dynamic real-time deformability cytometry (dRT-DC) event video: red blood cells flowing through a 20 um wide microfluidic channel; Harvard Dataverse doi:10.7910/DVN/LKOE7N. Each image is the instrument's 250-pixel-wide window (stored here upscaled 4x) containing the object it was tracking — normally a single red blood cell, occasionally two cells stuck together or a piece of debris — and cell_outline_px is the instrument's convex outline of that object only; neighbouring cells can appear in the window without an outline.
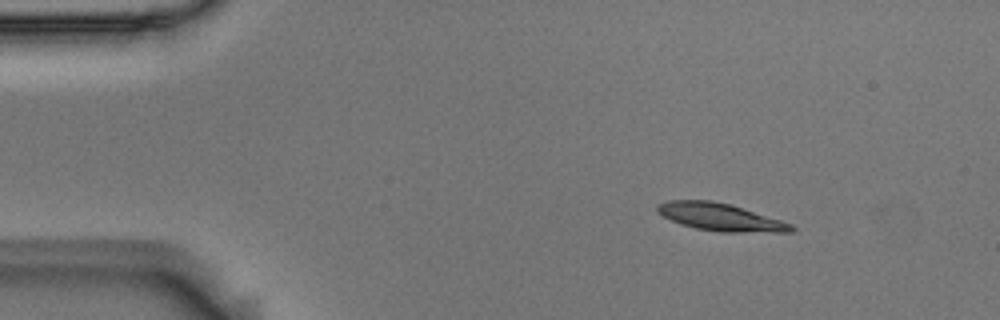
{"species": "Egyptian fruit bat (a non-hibernating species)", "species_latin": "Rousettus aegyptiacus", "temperature_condition": "room temperature", "stored_images_in_passage": 48, "camera_frame_rate_fps": 3000, "um_per_image_px": 0.085, "animal": {"sex": "male"}, "frame": {"image": 1, "passage_image": 1, "time_ms": 0.0, "image_size_px": [1000, 320], "cell_outline_px": [[796, 232], [720, 232], [696, 228], [680, 224], [656, 212], [656, 204], [668, 200], [712, 200], [732, 204], [792, 224], [796, 228]], "centroid_in_image_um": [61.23, 18.44], "position_along_channel_um": 23.8, "area_um2": 21.62}}
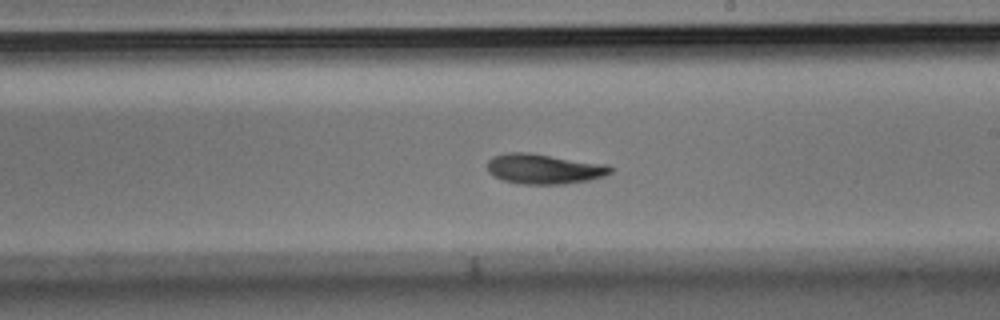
{"frame": {"image": 2, "passage_image": 25, "time_ms": 8.0, "image_size_px": [1000, 320], "cell_outline_px": [[612, 172], [604, 176], [588, 180], [564, 184], [520, 184], [504, 180], [492, 176], [488, 172], [488, 160], [492, 156], [504, 152], [528, 152], [608, 164], [612, 168]], "centroid_in_image_um": [46.22, 14.34], "position_along_channel_um": 242.8, "area_um2": 21.79}}
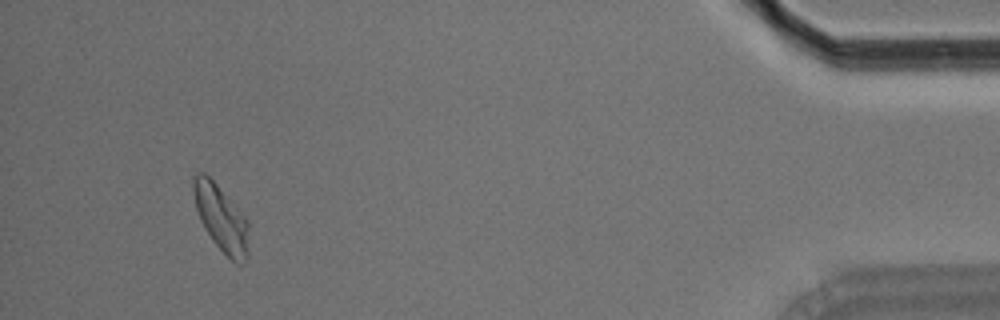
{"frame": {"image": 3, "passage_image": 45, "time_ms": 14.667, "image_size_px": [1000, 320], "cell_outline_px": [[248, 260], [244, 264], [236, 264], [212, 240], [204, 228], [200, 220], [196, 208], [192, 192], [192, 180], [200, 172], [204, 172], [216, 184], [248, 220]], "centroid_in_image_um": [18.8, 18.58], "position_along_channel_um": 416.4, "area_um2": 21.21}, "authors_computed_cell_mechanics": {"area_um2": 21.2415, "velocity_mm_per_s": 3.6377, "shape_relaxation_time_tau1_ms": 3.2111, "shape_relaxation_time_tau2_ms": null, "deformation_change_tau1": 0.1427, "deformation_change_tau2": null}}